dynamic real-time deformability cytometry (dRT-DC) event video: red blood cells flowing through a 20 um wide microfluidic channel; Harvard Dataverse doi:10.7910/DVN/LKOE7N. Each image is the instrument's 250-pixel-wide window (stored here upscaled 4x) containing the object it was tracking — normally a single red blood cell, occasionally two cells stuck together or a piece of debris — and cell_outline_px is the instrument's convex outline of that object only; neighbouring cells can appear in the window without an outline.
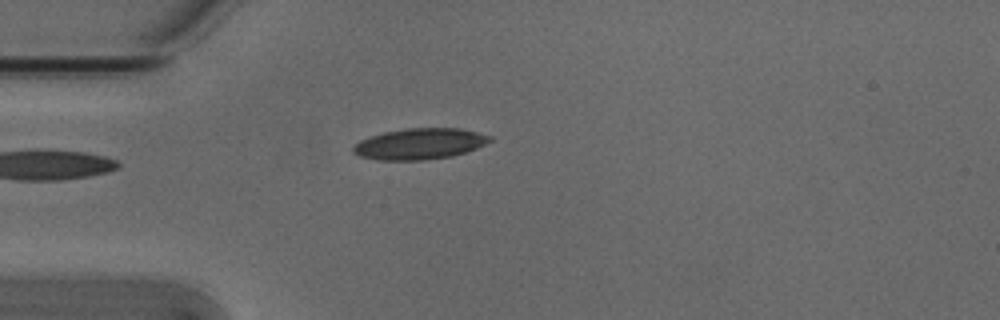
{"species": "Egyptian fruit bat (a non-hibernating species)", "species_latin": "Rousettus aegyptiacus", "temperature_condition": "cold", "stored_images_in_passage": 2, "camera_frame_rate_fps": 3000, "um_per_image_px": 0.085, "animal": {"sex": "male"}, "frame": {"image": 1, "passage_image": 1, "time_ms": 0.0, "image_size_px": [1000, 320], "cell_outline_px": [[492, 140], [476, 148], [452, 156], [424, 160], [380, 160], [360, 156], [352, 152], [352, 148], [360, 140], [384, 132], [404, 128], [460, 128], [492, 136]], "centroid_in_image_um": [35.67, 12.22], "position_along_channel_um": 49.3, "area_um2": 24.57}}